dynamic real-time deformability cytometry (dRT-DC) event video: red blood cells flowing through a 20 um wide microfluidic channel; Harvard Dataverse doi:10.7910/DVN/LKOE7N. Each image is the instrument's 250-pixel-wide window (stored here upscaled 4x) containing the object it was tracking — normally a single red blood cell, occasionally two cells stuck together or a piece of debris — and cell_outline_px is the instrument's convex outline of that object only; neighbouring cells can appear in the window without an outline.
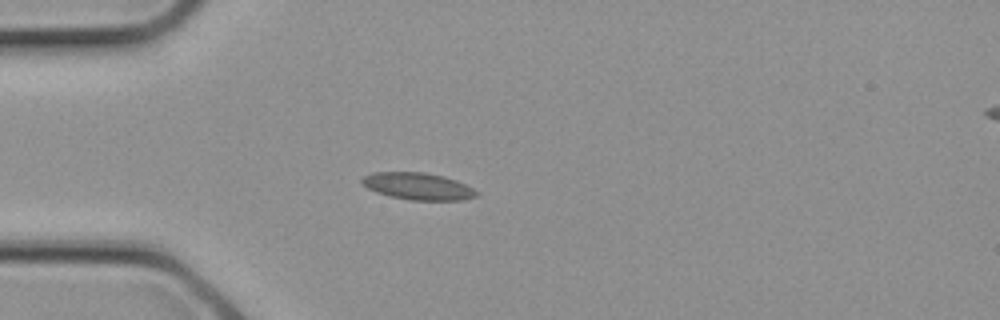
{"species": "common noctule bat (a hibernating species)", "species_latin": "Nyctalus noctula", "temperature_condition": "cold", "stored_images_in_passage": 4, "segment_of_instrument_passage": [1, 2], "camera_frame_rate_fps": 3000, "um_per_image_px": 0.085, "animal": {"sex": "female", "body_mass_g": 21.9}, "frame": {"image": 1, "passage_image": 3, "time_ms": 0.667, "image_size_px": [1000, 320], "cell_outline_px": [[476, 196], [464, 200], [408, 200], [388, 196], [376, 192], [368, 188], [360, 180], [364, 176], [372, 172], [424, 172], [444, 176], [456, 180], [472, 188], [476, 192]], "centroid_in_image_um": [35.49, 15.83], "position_along_channel_um": 49.5, "area_um2": 17.98}}